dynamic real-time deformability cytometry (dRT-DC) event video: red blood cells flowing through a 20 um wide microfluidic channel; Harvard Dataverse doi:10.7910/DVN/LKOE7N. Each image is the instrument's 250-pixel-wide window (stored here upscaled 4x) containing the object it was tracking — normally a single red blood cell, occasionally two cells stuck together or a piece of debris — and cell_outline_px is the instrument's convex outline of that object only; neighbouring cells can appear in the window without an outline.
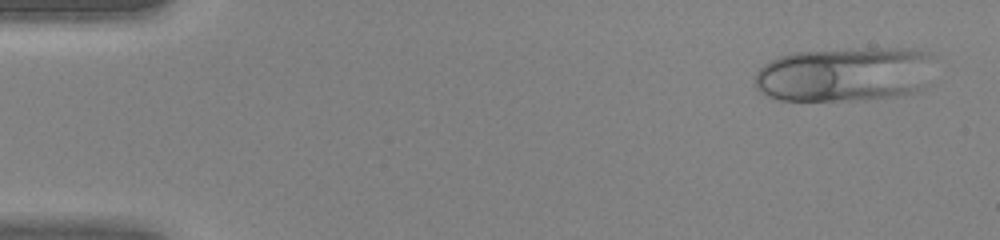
{"species": "human", "species_latin": "Homo sapiens", "temperature_condition": "warm", "stored_images_in_passage": 43, "camera_frame_rate_fps": 3000, "um_per_image_px": 0.085, "donor": {"sex": "female"}, "frame": {"image": 1, "passage_image": 2, "time_ms": 0.333, "image_size_px": [1000, 240], "cell_outline_px": [[932, 84], [928, 88], [920, 92], [896, 96], [864, 100], [780, 100], [768, 96], [756, 88], [756, 72], [764, 64], [780, 56], [792, 52], [868, 48], [916, 48], [928, 52], [932, 56]], "centroid_in_image_um": [71.93, 6.32], "position_along_channel_um": 13.1, "area_um2": 58.26}}
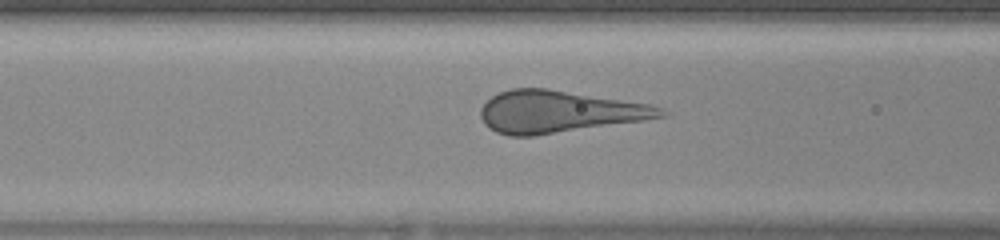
{"frame": {"image": 2, "passage_image": 17, "time_ms": 5.333, "image_size_px": [1000, 240], "cell_outline_px": [[672, 112], [668, 116], [532, 136], [508, 136], [496, 132], [488, 128], [484, 124], [480, 116], [480, 108], [492, 96], [500, 92], [512, 88], [548, 88], [652, 104], [664, 108]], "centroid_in_image_um": [47.52, 9.48], "position_along_channel_um": 119.1, "area_um2": 44.27}}
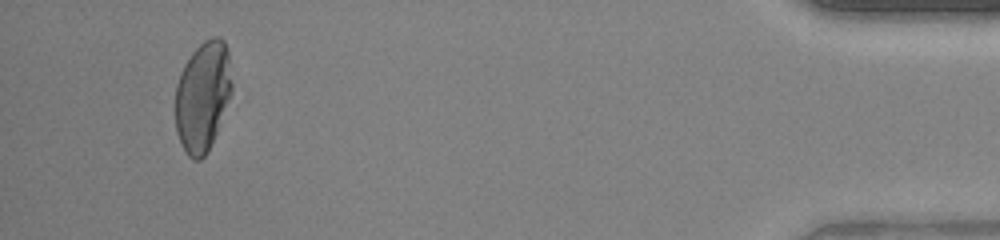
{"frame": {"image": 3, "passage_image": 41, "time_ms": 13.333, "image_size_px": [1000, 240], "cell_outline_px": [[232, 92], [208, 152], [200, 160], [192, 160], [188, 156], [176, 132], [176, 84], [180, 72], [184, 64], [192, 52], [204, 40], [212, 36], [220, 36], [224, 40], [228, 52], [232, 84]], "centroid_in_image_um": [17.23, 8.16], "position_along_channel_um": 418.0, "area_um2": 36.24}}